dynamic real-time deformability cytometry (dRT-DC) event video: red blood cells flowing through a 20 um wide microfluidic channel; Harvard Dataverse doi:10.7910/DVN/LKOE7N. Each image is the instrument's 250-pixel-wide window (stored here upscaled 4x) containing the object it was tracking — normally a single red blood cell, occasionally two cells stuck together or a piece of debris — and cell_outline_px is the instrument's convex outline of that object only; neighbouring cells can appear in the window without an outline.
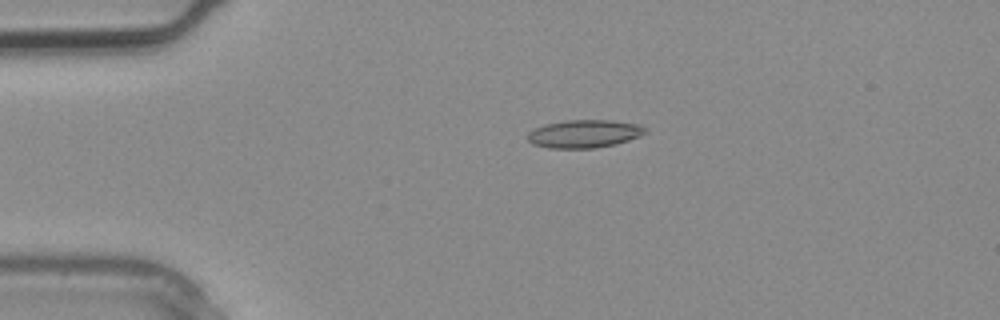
{"species": "common noctule bat (a hibernating species)", "species_latin": "Nyctalus noctula", "temperature_condition": "warm", "stored_images_in_passage": 3, "camera_frame_rate_fps": 3000, "um_per_image_px": 0.085, "animal": {"sex": "male", "body_mass_g": 20.4}, "frame": {"image": 1, "passage_image": 2, "time_ms": 0.333, "image_size_px": [1000, 320], "cell_outline_px": [[648, 132], [640, 136], [616, 144], [596, 148], [548, 148], [532, 144], [528, 140], [528, 132], [536, 128], [548, 124], [564, 120], [612, 120], [640, 124], [648, 128]], "centroid_in_image_um": [49.72, 11.37], "position_along_channel_um": 35.3, "area_um2": 19.31}}
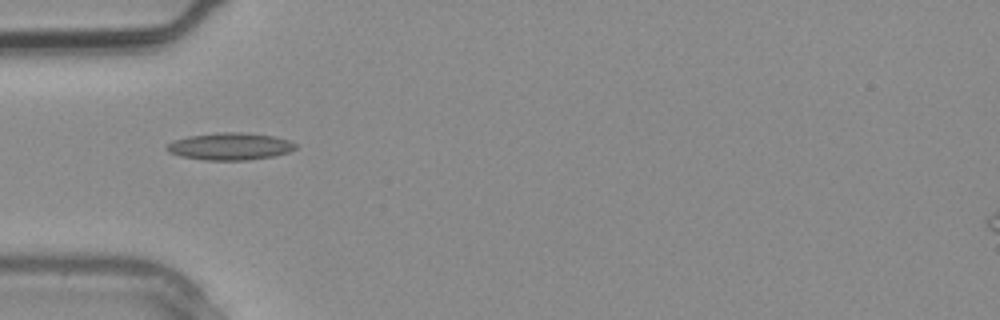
{"frame": {"image": 2, "passage_image": 3, "time_ms": 0.667, "image_size_px": [1000, 320], "cell_outline_px": [[296, 148], [288, 152], [272, 156], [248, 160], [204, 160], [180, 156], [168, 152], [164, 148], [172, 140], [188, 136], [220, 132], [240, 132], [272, 136], [288, 140], [296, 144]], "centroid_in_image_um": [19.49, 12.44], "position_along_channel_um": 65.5, "area_um2": 20.35}}